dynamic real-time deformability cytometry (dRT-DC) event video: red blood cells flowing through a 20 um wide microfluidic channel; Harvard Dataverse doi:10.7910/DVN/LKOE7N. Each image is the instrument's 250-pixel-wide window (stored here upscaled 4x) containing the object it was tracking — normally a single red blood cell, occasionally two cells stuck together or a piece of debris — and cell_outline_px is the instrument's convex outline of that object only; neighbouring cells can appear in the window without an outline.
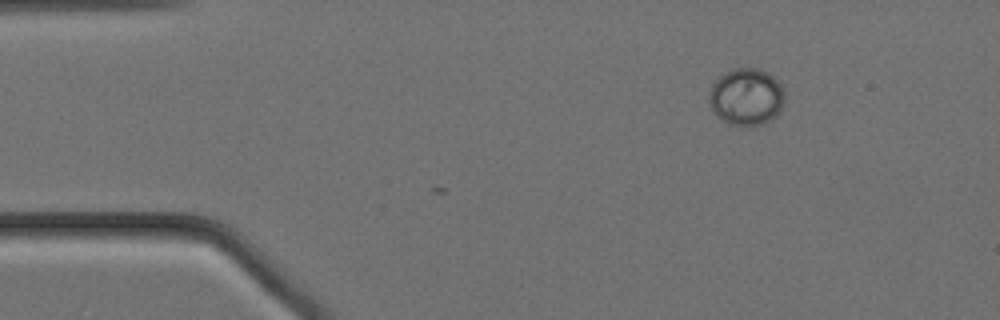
{"species": "Egyptian fruit bat (a non-hibernating species)", "species_latin": "Rousettus aegyptiacus", "temperature_condition": "cold", "stored_images_in_passage": 3, "camera_frame_rate_fps": 3000, "um_per_image_px": 0.085, "animal": {"sex": "female"}, "frame": {"image": 1, "passage_image": 3, "time_ms": 0.667, "image_size_px": [1000, 320], "cell_outline_px": [[784, 104], [780, 112], [772, 120], [764, 124], [740, 128], [728, 124], [716, 116], [708, 100], [708, 92], [712, 84], [720, 76], [732, 68], [760, 68], [768, 72], [780, 84], [784, 92]], "centroid_in_image_um": [63.44, 8.27], "position_along_channel_um": 21.6, "area_um2": 25.78}}